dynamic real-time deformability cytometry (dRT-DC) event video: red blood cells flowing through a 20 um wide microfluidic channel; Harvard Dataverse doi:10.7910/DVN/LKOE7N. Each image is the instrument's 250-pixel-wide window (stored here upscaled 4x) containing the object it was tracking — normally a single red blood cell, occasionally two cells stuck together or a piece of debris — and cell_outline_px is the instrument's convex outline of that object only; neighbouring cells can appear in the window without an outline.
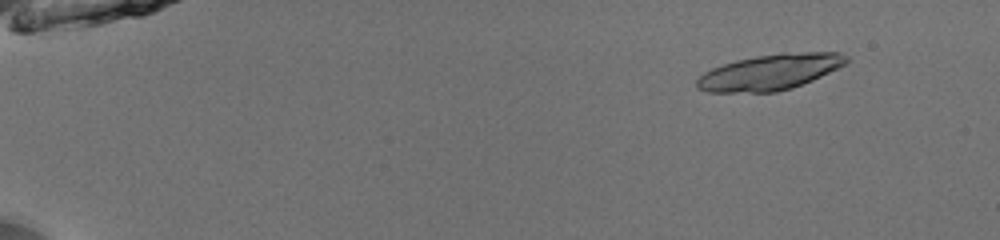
{"species": "common noctule bat (a hibernating species)", "species_latin": "Nyctalus noctula", "temperature_condition": "room temperature", "stored_images_in_passage": 24, "camera_frame_rate_fps": 3000, "um_per_image_px": 0.085, "animal": {"sex": "male", "body_mass_g": 13.0, "forearm_length_mm": 53.1}, "frame": {"image": 1, "passage_image": 7, "time_ms": 2.0, "image_size_px": [1000, 240], "cell_outline_px": [[848, 60], [844, 64], [812, 80], [792, 88], [776, 92], [708, 92], [696, 88], [696, 80], [704, 72], [712, 68], [736, 60], [756, 56], [780, 52], [840, 52], [848, 56]], "centroid_in_image_um": [65.42, 6.12], "position_along_channel_um": 19.6, "area_um2": 31.04}}
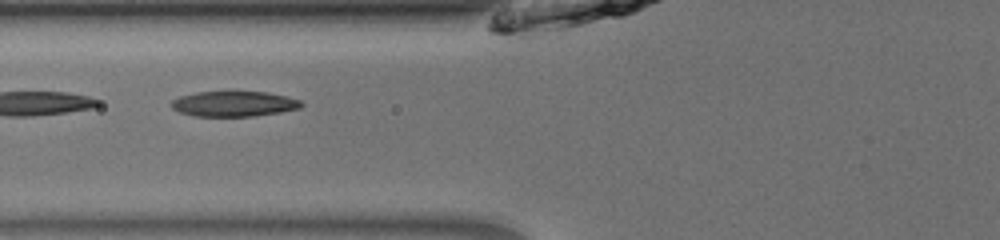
{"frame": {"image": 2, "passage_image": 24, "time_ms": 7.667, "image_size_px": [1000, 240], "cell_outline_px": [[304, 104], [300, 108], [280, 112], [252, 116], [192, 116], [180, 112], [172, 108], [172, 100], [180, 96], [196, 92], [268, 92], [288, 96], [300, 100]], "centroid_in_image_um": [19.9, 8.82], "position_along_channel_um": 105.9, "area_um2": 19.13}}